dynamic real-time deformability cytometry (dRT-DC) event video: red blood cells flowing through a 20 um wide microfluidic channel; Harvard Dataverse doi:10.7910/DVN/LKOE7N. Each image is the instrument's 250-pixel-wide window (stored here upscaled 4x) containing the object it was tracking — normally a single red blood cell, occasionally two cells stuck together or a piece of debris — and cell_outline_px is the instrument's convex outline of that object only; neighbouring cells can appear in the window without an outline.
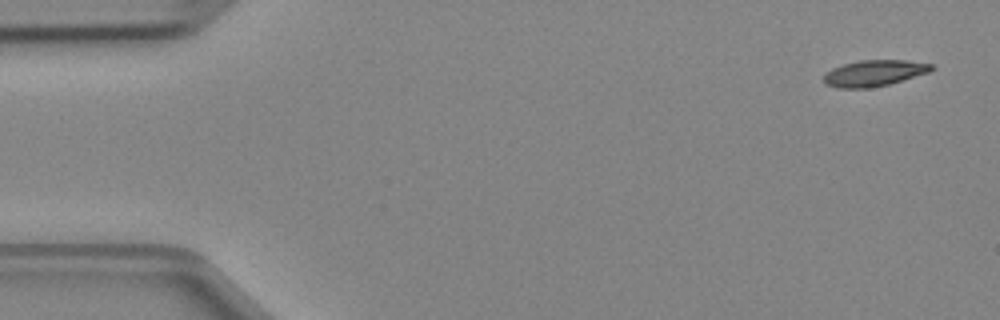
{"species": "Egyptian fruit bat (a non-hibernating species)", "species_latin": "Rousettus aegyptiacus", "temperature_condition": "cold", "stored_images_in_passage": 4, "camera_frame_rate_fps": 3000, "um_per_image_px": 0.085, "animal": {"sex": "female"}, "frame": {"image": 1, "passage_image": 1, "time_ms": 0.0, "image_size_px": [1000, 320], "cell_outline_px": [[936, 68], [928, 72], [888, 84], [868, 88], [836, 88], [824, 84], [824, 76], [832, 68], [844, 64], [860, 60], [908, 60], [932, 64]], "centroid_in_image_um": [74.29, 6.21], "position_along_channel_um": 10.7, "area_um2": 16.3}}
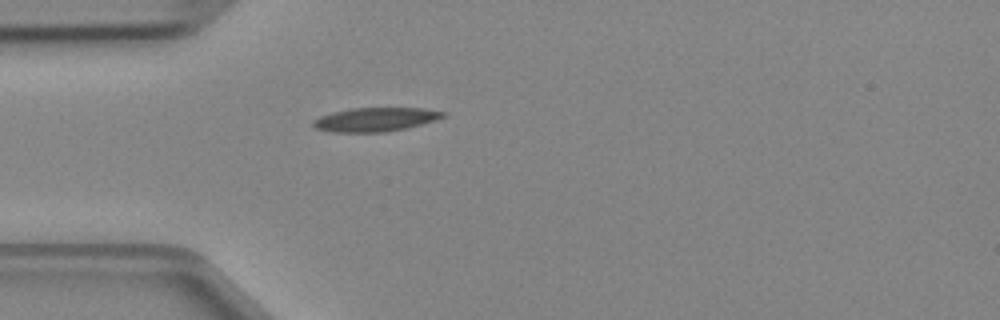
{"frame": {"image": 2, "passage_image": 4, "time_ms": 1.0, "image_size_px": [1000, 320], "cell_outline_px": [[444, 116], [436, 120], [408, 128], [384, 132], [332, 132], [316, 128], [312, 124], [312, 120], [320, 116], [332, 112], [352, 108], [424, 108], [444, 112]], "centroid_in_image_um": [31.89, 10.16], "position_along_channel_um": 53.1, "area_um2": 18.03}}